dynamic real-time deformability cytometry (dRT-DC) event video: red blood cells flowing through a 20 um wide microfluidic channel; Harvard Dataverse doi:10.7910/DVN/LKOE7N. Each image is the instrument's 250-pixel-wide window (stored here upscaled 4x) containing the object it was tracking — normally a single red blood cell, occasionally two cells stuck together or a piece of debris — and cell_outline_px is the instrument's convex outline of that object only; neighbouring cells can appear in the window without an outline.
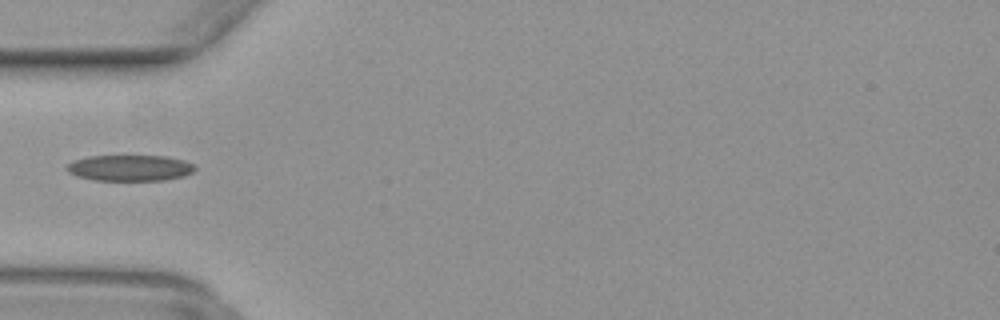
{"species": "common noctule bat (a hibernating species)", "species_latin": "Nyctalus noctula", "temperature_condition": "warm", "stored_images_in_passage": 34, "camera_frame_rate_fps": 3000, "um_per_image_px": 0.085, "animal": {"sex": "female", "body_mass_g": 29.2, "forearm_length_mm": 56.3}, "frame": {"image": 1, "passage_image": 1, "time_ms": 0.0, "image_size_px": [1000, 320], "cell_outline_px": [[196, 168], [192, 172], [184, 176], [164, 180], [92, 180], [76, 176], [68, 172], [64, 168], [72, 160], [88, 156], [168, 156], [184, 160], [192, 164]], "centroid_in_image_um": [11.0, 14.27], "position_along_channel_um": 74.0, "area_um2": 19.54}}
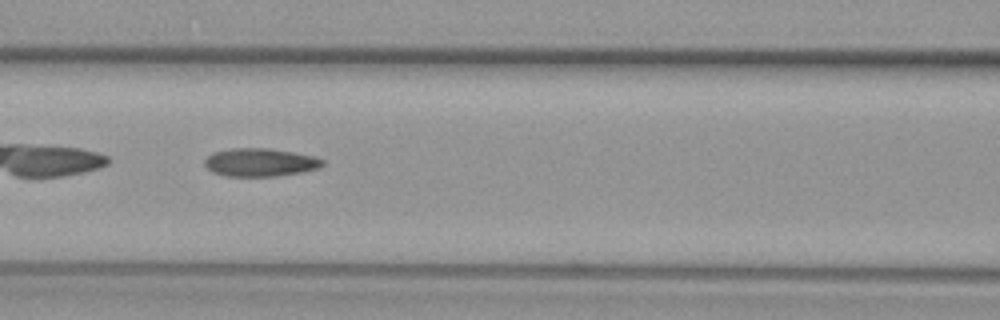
{"frame": {"image": 2, "passage_image": 6, "time_ms": 1.667, "image_size_px": [1000, 320], "cell_outline_px": [[324, 164], [320, 168], [300, 172], [276, 176], [228, 176], [212, 172], [204, 164], [204, 160], [212, 152], [232, 148], [268, 148], [316, 156], [324, 160]], "centroid_in_image_um": [22.12, 13.79], "position_along_channel_um": 144.5, "area_um2": 19.36}}
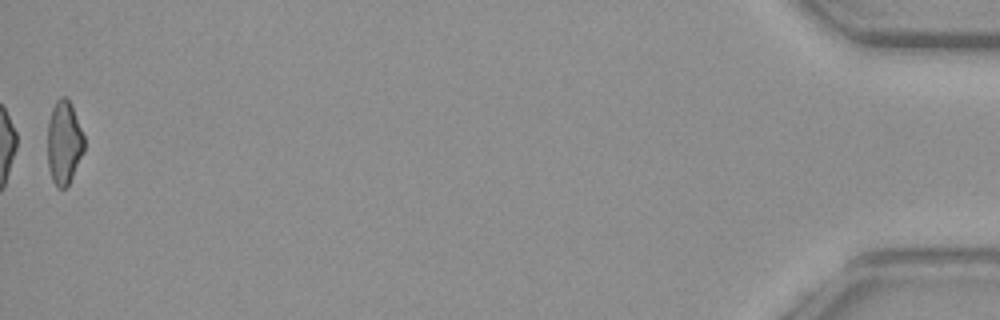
{"frame": {"image": 3, "passage_image": 34, "time_ms": 11.0, "image_size_px": [1000, 320], "cell_outline_px": [[84, 152], [68, 184], [64, 188], [56, 188], [52, 180], [48, 168], [48, 120], [52, 108], [56, 100], [60, 96], [64, 96], [68, 100], [72, 108], [84, 136]], "centroid_in_image_um": [5.42, 12.14], "position_along_channel_um": 429.8, "area_um2": 17.69}}